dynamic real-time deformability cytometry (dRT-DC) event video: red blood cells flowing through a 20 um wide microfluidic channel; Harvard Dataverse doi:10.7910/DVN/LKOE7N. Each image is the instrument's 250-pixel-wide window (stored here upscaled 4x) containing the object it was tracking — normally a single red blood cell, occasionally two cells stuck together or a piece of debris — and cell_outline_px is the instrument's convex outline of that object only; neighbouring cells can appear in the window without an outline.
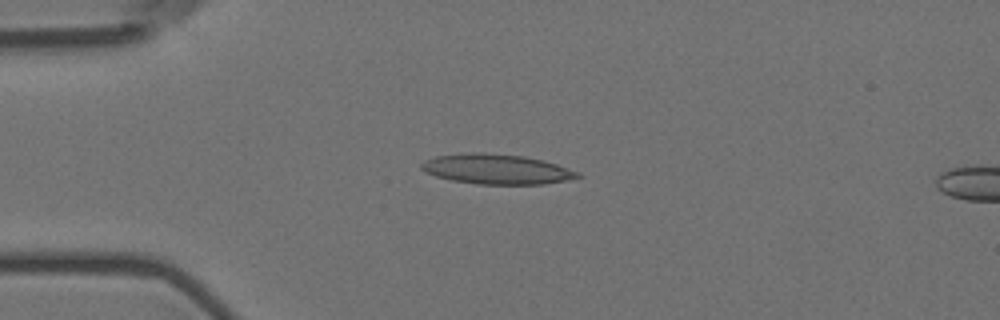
{"species": "Egyptian fruit bat (a non-hibernating species)", "species_latin": "Rousettus aegyptiacus", "temperature_condition": "room temperature", "stored_images_in_passage": 6, "camera_frame_rate_fps": 3000, "um_per_image_px": 0.085, "animal": {"sex": "female"}, "frame": {"image": 1, "passage_image": 4, "time_ms": 1.0, "image_size_px": [1000, 320], "cell_outline_px": [[580, 176], [564, 180], [544, 184], [476, 184], [452, 180], [436, 176], [420, 168], [420, 164], [424, 160], [436, 156], [472, 152], [480, 152], [524, 156], [544, 160], [580, 172]], "centroid_in_image_um": [42.19, 14.37], "position_along_channel_um": 42.8, "area_um2": 27.11}}